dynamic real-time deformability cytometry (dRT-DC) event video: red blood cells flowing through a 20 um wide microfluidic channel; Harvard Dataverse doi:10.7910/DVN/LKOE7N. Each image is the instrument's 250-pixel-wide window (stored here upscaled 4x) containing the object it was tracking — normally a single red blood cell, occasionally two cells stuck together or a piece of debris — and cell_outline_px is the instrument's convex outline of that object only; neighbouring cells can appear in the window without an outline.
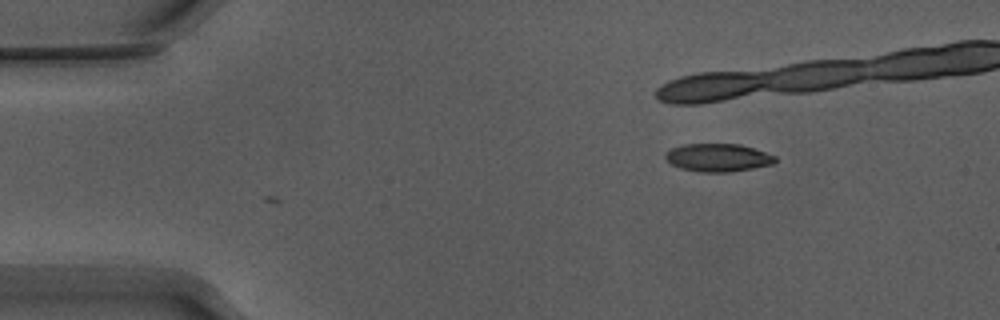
{"species": "Egyptian fruit bat (a non-hibernating species)", "species_latin": "Rousettus aegyptiacus", "temperature_condition": "warm", "stored_images_in_passage": 3, "camera_frame_rate_fps": 3000, "um_per_image_px": 0.085, "animal": {"sex": "male"}, "frame": {"image": 1, "passage_image": 3, "time_ms": 0.667, "image_size_px": [1000, 320], "cell_outline_px": [[776, 160], [772, 164], [752, 168], [728, 172], [700, 172], [680, 168], [672, 164], [664, 156], [672, 148], [684, 144], [740, 144], [776, 156]], "centroid_in_image_um": [61.02, 13.4], "position_along_channel_um": 24.0, "area_um2": 17.63}}